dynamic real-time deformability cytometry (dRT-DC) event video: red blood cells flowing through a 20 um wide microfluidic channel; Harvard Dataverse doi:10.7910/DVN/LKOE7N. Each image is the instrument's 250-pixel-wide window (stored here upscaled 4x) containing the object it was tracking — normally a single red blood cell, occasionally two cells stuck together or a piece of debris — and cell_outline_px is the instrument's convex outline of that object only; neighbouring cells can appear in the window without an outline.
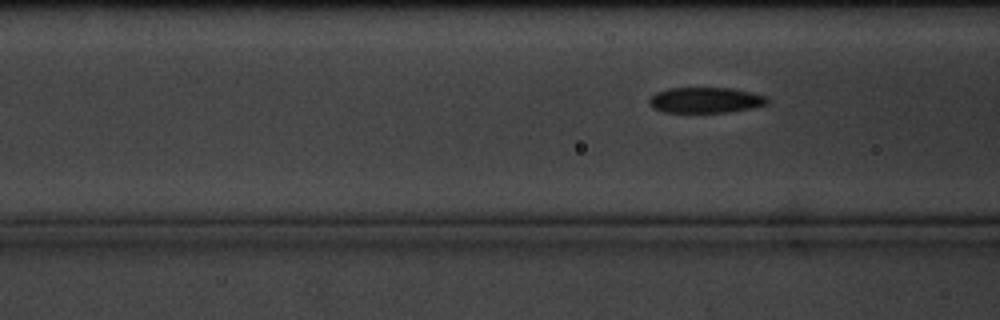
{"species": "common noctule bat (a hibernating species)", "species_latin": "Nyctalus noctula", "temperature_condition": "cold", "stored_images_in_passage": 8, "segment_of_instrument_passage": [2, 2], "camera_frame_rate_fps": 3000, "um_per_image_px": 0.085, "animal": {"sex": "male", "body_mass_g": 20.1, "forearm_length_mm": 53.5}, "frame": {"image": 1, "passage_image": 8, "time_ms": 8.0, "image_size_px": [1000, 320], "cell_outline_px": [[772, 100], [768, 104], [752, 108], [728, 112], [664, 112], [652, 108], [648, 104], [648, 100], [656, 92], [668, 88], [732, 88], [768, 96]], "centroid_in_image_um": [60.0, 8.51], "position_along_channel_um": 106.6, "area_um2": 17.86}}